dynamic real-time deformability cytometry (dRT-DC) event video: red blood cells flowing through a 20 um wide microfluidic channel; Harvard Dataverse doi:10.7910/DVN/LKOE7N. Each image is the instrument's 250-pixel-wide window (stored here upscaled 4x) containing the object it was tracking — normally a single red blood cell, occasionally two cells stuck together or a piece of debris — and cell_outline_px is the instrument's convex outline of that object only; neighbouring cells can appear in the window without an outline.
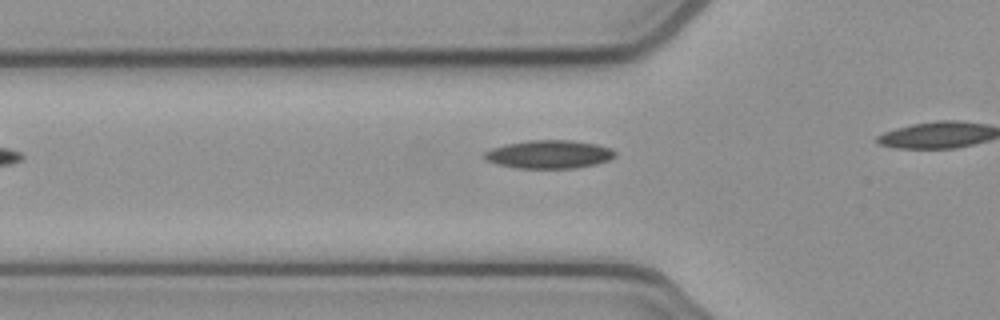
{"species": "common noctule bat (a hibernating species)", "species_latin": "Nyctalus noctula", "temperature_condition": "cold", "stored_images_in_passage": 8, "camera_frame_rate_fps": 3000, "um_per_image_px": 0.085, "animal": {"sex": "female", "body_mass_g": 21.9}, "frame": {"image": 1, "passage_image": 3, "time_ms": 0.667, "image_size_px": [1000, 320], "cell_outline_px": [[616, 156], [608, 160], [596, 164], [576, 168], [516, 168], [496, 164], [488, 160], [484, 156], [484, 152], [492, 148], [508, 144], [528, 140], [572, 140], [596, 144], [612, 148], [616, 152]], "centroid_in_image_um": [46.71, 13.12], "position_along_channel_um": 79.1, "area_um2": 21.5}}
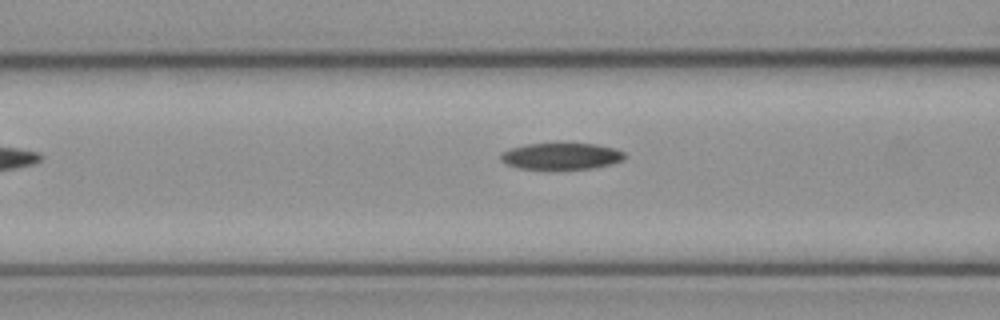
{"frame": {"image": 2, "passage_image": 6, "time_ms": 1.667, "image_size_px": [1000, 320], "cell_outline_px": [[624, 160], [612, 164], [592, 168], [520, 168], [508, 164], [500, 160], [500, 156], [504, 152], [512, 148], [528, 144], [596, 144], [616, 148], [624, 152]], "centroid_in_image_um": [47.77, 13.26], "position_along_channel_um": 118.8, "area_um2": 18.67}}